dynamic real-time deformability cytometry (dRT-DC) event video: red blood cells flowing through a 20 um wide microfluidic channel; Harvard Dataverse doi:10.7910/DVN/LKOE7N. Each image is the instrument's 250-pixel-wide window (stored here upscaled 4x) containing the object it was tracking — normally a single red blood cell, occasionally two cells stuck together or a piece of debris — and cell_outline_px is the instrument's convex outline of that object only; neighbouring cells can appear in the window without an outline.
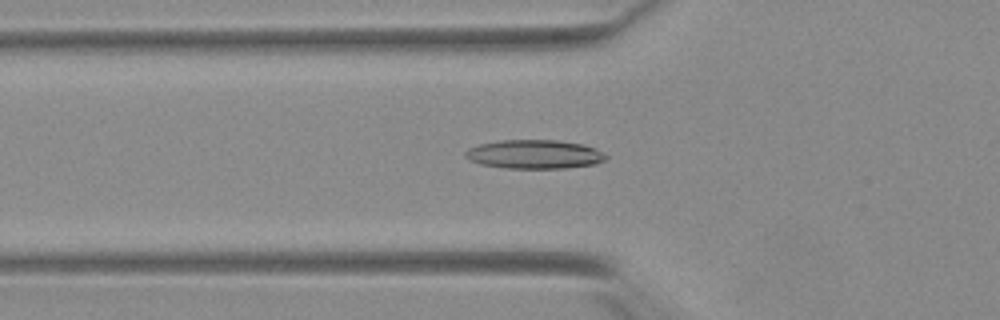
{"species": "Egyptian fruit bat (a non-hibernating species)", "species_latin": "Rousettus aegyptiacus", "temperature_condition": "warm", "stored_images_in_passage": 36, "camera_frame_rate_fps": 3000, "um_per_image_px": 0.085, "animal": {"sex": "female"}, "frame": {"image": 1, "passage_image": 2, "time_ms": 0.333, "image_size_px": [1000, 320], "cell_outline_px": [[608, 156], [604, 160], [596, 164], [568, 168], [504, 168], [480, 164], [464, 156], [464, 152], [468, 148], [480, 144], [500, 140], [556, 140], [584, 144]], "centroid_in_image_um": [45.41, 13.11], "position_along_channel_um": 80.4, "area_um2": 23.58}}
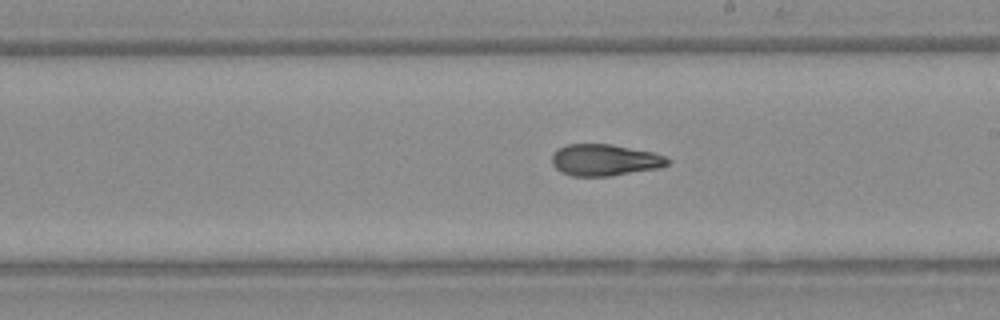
{"frame": {"image": 2, "passage_image": 14, "time_ms": 4.333, "image_size_px": [1000, 320], "cell_outline_px": [[672, 160], [668, 164], [660, 168], [612, 176], [572, 176], [560, 172], [552, 164], [552, 156], [560, 148], [568, 144], [612, 144], [652, 152], [664, 156]], "centroid_in_image_um": [51.43, 13.61], "position_along_channel_um": 237.6, "area_um2": 21.33}}
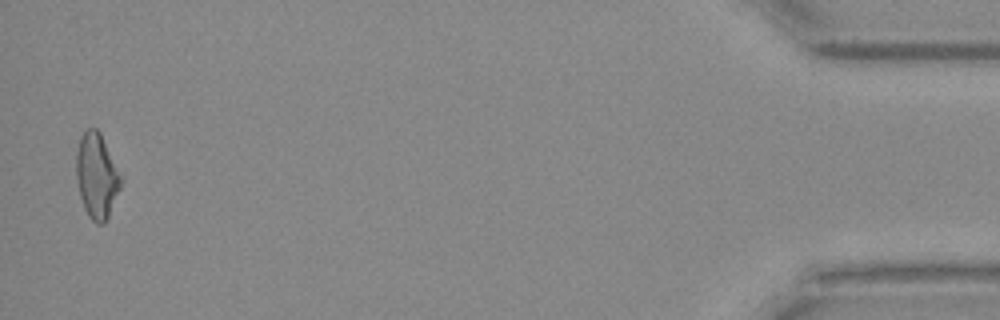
{"frame": {"image": 3, "passage_image": 35, "time_ms": 11.333, "image_size_px": [1000, 320], "cell_outline_px": [[124, 180], [108, 216], [104, 224], [96, 224], [88, 216], [84, 208], [80, 196], [76, 176], [76, 152], [80, 136], [88, 128], [96, 128], [100, 132]], "centroid_in_image_um": [8.23, 14.94], "position_along_channel_um": 427.0, "area_um2": 22.25}, "authors_computed_cell_mechanics": {"area_um2": 21.5016, "velocity_mm_per_s": 3.9196, "shape_relaxation_time_tau1_ms": null, "shape_relaxation_time_tau2_ms": 3.2434, "deformation_change_tau1": null, "deformation_change_tau2": 0.1118}}